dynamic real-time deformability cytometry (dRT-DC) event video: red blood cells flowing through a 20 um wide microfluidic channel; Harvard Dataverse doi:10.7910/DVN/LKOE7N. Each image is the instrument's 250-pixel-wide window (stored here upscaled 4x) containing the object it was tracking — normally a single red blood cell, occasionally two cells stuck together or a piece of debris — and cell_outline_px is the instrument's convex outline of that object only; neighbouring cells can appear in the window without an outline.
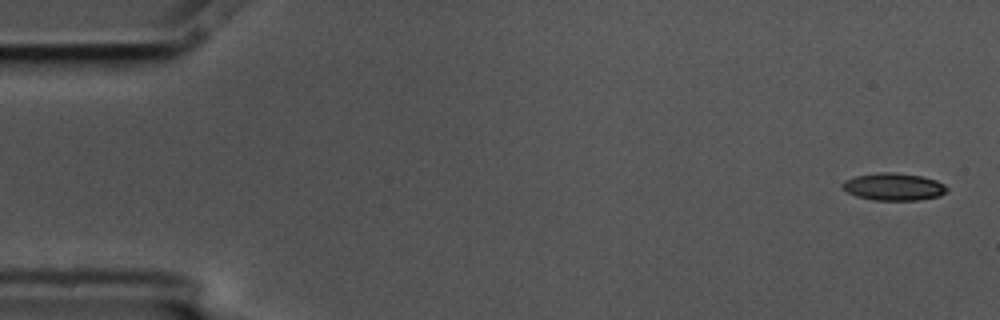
{"species": "common noctule bat (a hibernating species)", "species_latin": "Nyctalus noctula", "temperature_condition": "cold", "stored_images_in_passage": 4, "camera_frame_rate_fps": 3000, "um_per_image_px": 0.085, "animal": {"sex": "male", "body_mass_g": 17.5, "forearm_length_mm": 52.3}, "frame": {"image": 1, "passage_image": 1, "time_ms": 0.0, "image_size_px": [1000, 320], "cell_outline_px": [[948, 188], [940, 196], [920, 200], [872, 200], [856, 196], [840, 188], [840, 184], [844, 180], [856, 176], [880, 172], [896, 172], [924, 176], [936, 180], [944, 184]], "centroid_in_image_um": [75.94, 15.87], "position_along_channel_um": 9.1, "area_um2": 16.88}}